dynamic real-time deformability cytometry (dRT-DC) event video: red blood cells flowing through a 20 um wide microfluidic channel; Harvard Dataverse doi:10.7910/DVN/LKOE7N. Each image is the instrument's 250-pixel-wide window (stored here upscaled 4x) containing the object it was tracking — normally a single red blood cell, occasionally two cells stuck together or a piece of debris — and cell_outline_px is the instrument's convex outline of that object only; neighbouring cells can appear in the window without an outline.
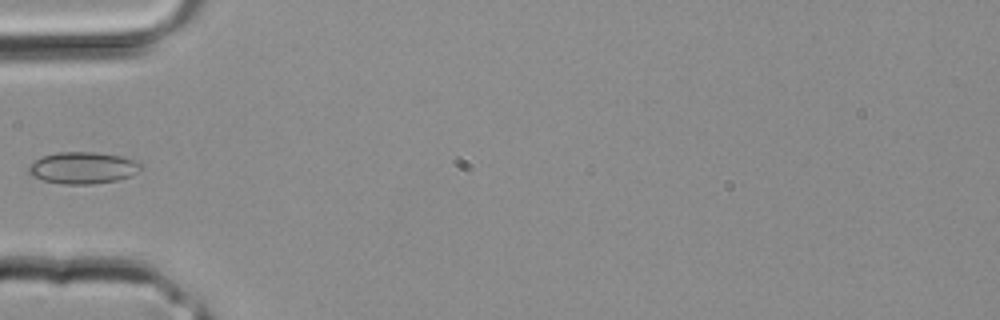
{"species": "common noctule bat (a hibernating species)", "species_latin": "Nyctalus noctula", "temperature_condition": "room temperature", "stored_images_in_passage": 3, "camera_frame_rate_fps": 3000, "um_per_image_px": 0.085, "animal": {"sex": "male", "body_mass_g": 20.4}, "frame": {"image": 1, "passage_image": 3, "time_ms": 0.667, "image_size_px": [1000, 320], "cell_outline_px": [[140, 168], [128, 176], [116, 180], [92, 184], [64, 184], [44, 180], [32, 176], [28, 172], [28, 168], [40, 156], [56, 152], [92, 152], [120, 156], [132, 160], [140, 164]], "centroid_in_image_um": [6.97, 14.26], "position_along_channel_um": 78.0, "area_um2": 20.29}}